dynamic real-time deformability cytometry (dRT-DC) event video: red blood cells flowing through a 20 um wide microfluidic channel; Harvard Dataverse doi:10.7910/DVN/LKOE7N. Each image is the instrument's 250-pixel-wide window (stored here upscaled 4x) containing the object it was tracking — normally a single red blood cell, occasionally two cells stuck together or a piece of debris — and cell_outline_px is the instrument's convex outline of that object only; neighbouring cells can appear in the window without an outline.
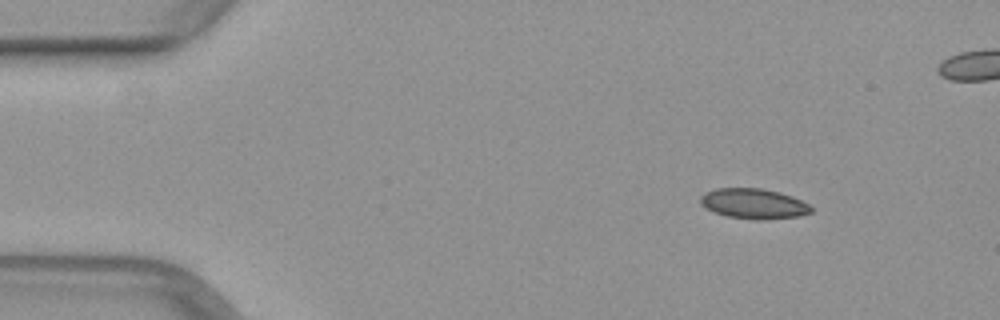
{"species": "common noctule bat (a hibernating species)", "species_latin": "Nyctalus noctula", "temperature_condition": "warm", "stored_images_in_passage": 41, "camera_frame_rate_fps": 3000, "um_per_image_px": 0.085, "animal": {"sex": "female", "body_mass_g": 29.2, "forearm_length_mm": 56.3}, "frame": {"image": 1, "passage_image": 1, "time_ms": 0.0, "image_size_px": [1000, 320], "cell_outline_px": [[812, 212], [800, 216], [756, 220], [728, 216], [716, 212], [700, 204], [700, 196], [704, 192], [716, 188], [764, 188], [780, 192], [792, 196], [808, 204], [812, 208]], "centroid_in_image_um": [64.07, 17.3], "position_along_channel_um": 20.9, "area_um2": 19.42}}
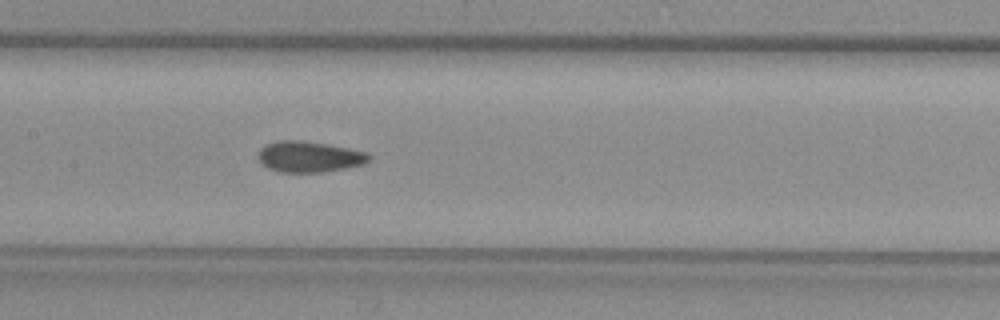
{"frame": {"image": 2, "passage_image": 19, "time_ms": 6.0, "image_size_px": [1000, 320], "cell_outline_px": [[372, 156], [364, 164], [324, 172], [276, 172], [260, 164], [260, 148], [268, 144], [280, 140], [300, 140], [348, 148], [368, 152]], "centroid_in_image_um": [26.29, 13.33], "position_along_channel_um": 181.1, "area_um2": 19.83}}
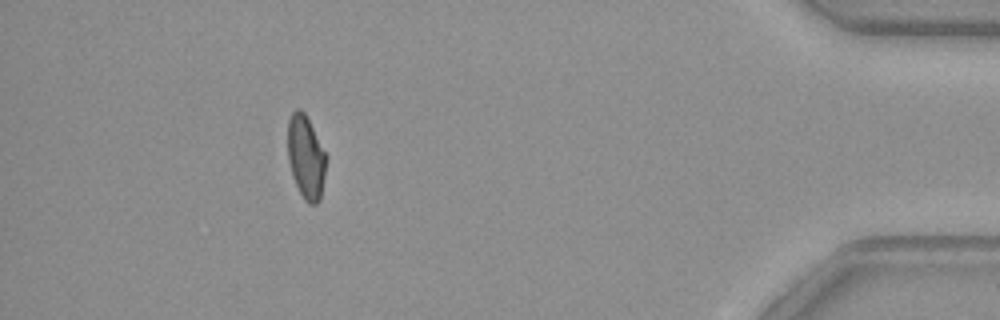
{"frame": {"image": 3, "passage_image": 40, "time_ms": 13.0, "image_size_px": [1000, 320], "cell_outline_px": [[328, 156], [320, 200], [316, 204], [308, 204], [304, 200], [292, 176], [288, 160], [288, 120], [292, 112], [296, 108], [300, 108], [304, 112]], "centroid_in_image_um": [26.01, 13.36], "position_along_channel_um": 409.2, "area_um2": 18.84}}